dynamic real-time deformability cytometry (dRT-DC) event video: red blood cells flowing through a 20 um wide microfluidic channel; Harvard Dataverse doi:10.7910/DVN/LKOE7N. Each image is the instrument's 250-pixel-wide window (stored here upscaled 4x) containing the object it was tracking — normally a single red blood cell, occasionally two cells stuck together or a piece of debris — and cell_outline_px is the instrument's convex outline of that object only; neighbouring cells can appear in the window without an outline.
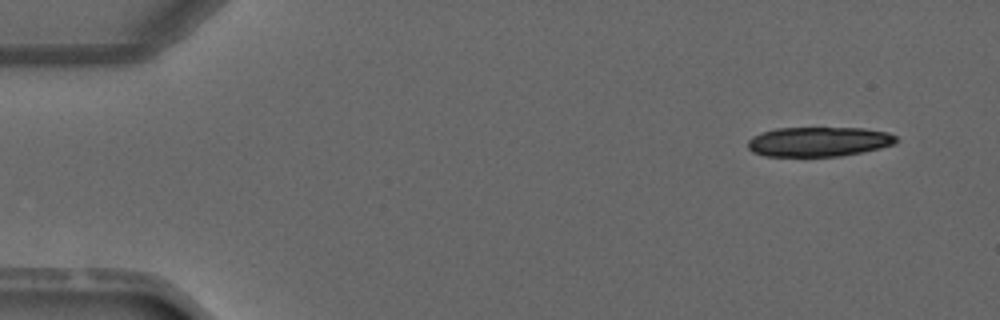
{"species": "common noctule bat (a hibernating species)", "species_latin": "Nyctalus noctula", "temperature_condition": "warm", "stored_images_in_passage": 4, "camera_frame_rate_fps": 3000, "um_per_image_px": 0.085, "animal": {"sex": "male", "forearm_length_mm": 52.5}, "frame": {"image": 1, "passage_image": 1, "time_ms": 0.0, "image_size_px": [1000, 320], "cell_outline_px": [[896, 144], [880, 148], [840, 156], [764, 156], [752, 152], [748, 148], [748, 140], [752, 136], [760, 132], [776, 128], [864, 128], [888, 132], [896, 136]], "centroid_in_image_um": [69.57, 12.04], "position_along_channel_um": 15.4, "area_um2": 25.72}}
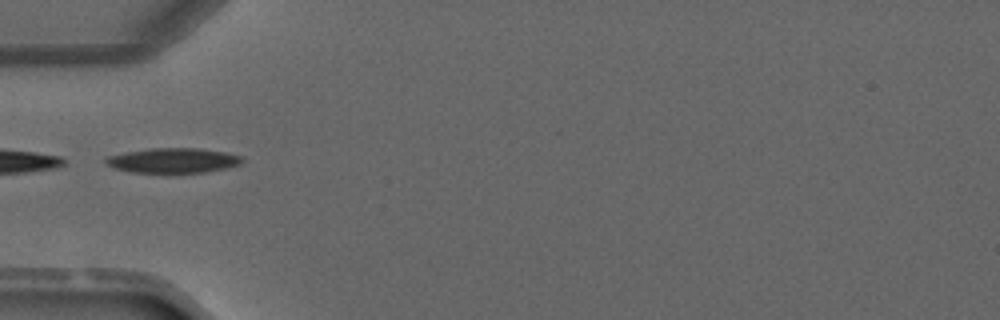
{"frame": {"image": 2, "passage_image": 3, "time_ms": 3.667, "image_size_px": [1000, 320], "cell_outline_px": [[244, 160], [240, 164], [228, 168], [204, 172], [132, 172], [112, 168], [104, 160], [104, 156], [152, 148], [200, 148], [224, 152], [244, 156]], "centroid_in_image_um": [14.73, 13.63], "position_along_channel_um": 70.3, "area_um2": 19.77}}
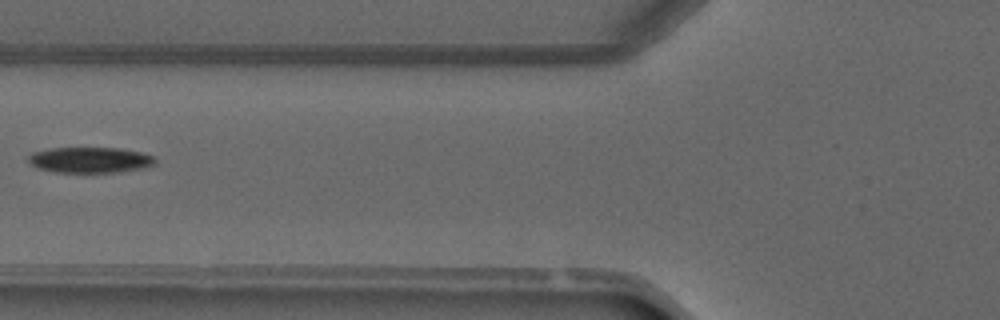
{"frame": {"image": 3, "passage_image": 4, "time_ms": 4.667, "image_size_px": [1000, 320], "cell_outline_px": [[156, 164], [144, 168], [112, 172], [56, 172], [40, 168], [32, 164], [28, 160], [28, 156], [32, 152], [52, 148], [120, 148], [140, 152], [152, 156], [156, 160]], "centroid_in_image_um": [7.67, 13.59], "position_along_channel_um": 118.1, "area_um2": 18.79}}